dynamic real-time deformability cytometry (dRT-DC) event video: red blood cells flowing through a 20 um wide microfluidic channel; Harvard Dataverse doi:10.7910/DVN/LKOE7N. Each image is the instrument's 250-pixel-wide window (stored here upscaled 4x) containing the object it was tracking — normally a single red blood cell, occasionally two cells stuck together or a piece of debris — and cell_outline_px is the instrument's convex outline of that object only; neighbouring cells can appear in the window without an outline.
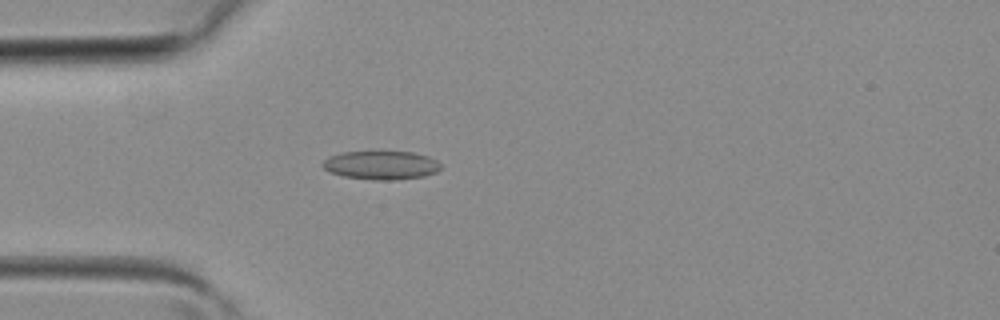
{"species": "common noctule bat (a hibernating species)", "species_latin": "Nyctalus noctula", "temperature_condition": "room temperature", "stored_images_in_passage": 2, "camera_frame_rate_fps": 3000, "um_per_image_px": 0.085, "animal": {"sex": "female", "body_mass_g": 19.3, "forearm_length_mm": 54.1}, "frame": {"image": 1, "passage_image": 2, "time_ms": 0.333, "image_size_px": [1000, 320], "cell_outline_px": [[440, 168], [436, 172], [424, 176], [396, 180], [372, 180], [344, 176], [328, 172], [320, 164], [328, 156], [344, 152], [412, 152], [428, 156], [436, 160], [440, 164]], "centroid_in_image_um": [32.37, 14.05], "position_along_channel_um": 52.6, "area_um2": 19.71}}